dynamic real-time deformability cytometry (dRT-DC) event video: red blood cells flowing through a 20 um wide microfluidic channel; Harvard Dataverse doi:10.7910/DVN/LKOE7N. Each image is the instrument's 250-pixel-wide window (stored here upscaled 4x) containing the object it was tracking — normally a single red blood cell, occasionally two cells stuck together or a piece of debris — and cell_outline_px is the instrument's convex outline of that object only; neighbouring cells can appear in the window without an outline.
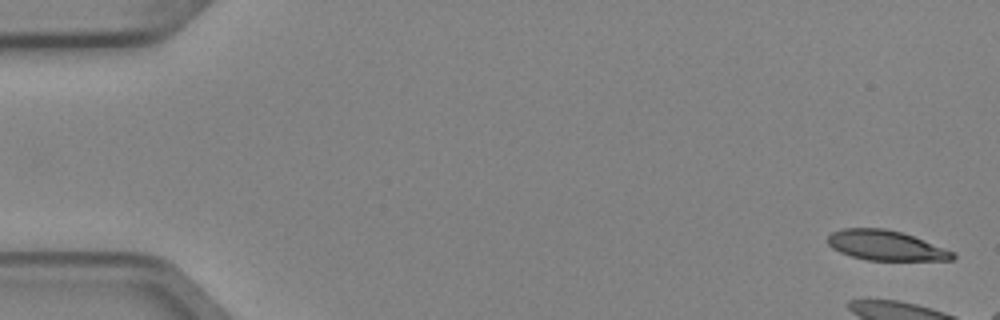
{"species": "Egyptian fruit bat (a non-hibernating species)", "species_latin": "Rousettus aegyptiacus", "temperature_condition": "cold", "stored_images_in_passage": 5, "camera_frame_rate_fps": 3000, "um_per_image_px": 0.085, "animal": {"sex": "female"}, "frame": {"image": 1, "passage_image": 1, "time_ms": 0.0, "image_size_px": [1000, 320], "cell_outline_px": [[956, 256], [952, 260], [868, 260], [852, 256], [840, 252], [832, 248], [828, 244], [828, 236], [832, 232], [844, 228], [884, 228], [900, 232], [912, 236], [956, 252]], "centroid_in_image_um": [75.29, 20.86], "position_along_channel_um": 9.7, "area_um2": 21.62}}